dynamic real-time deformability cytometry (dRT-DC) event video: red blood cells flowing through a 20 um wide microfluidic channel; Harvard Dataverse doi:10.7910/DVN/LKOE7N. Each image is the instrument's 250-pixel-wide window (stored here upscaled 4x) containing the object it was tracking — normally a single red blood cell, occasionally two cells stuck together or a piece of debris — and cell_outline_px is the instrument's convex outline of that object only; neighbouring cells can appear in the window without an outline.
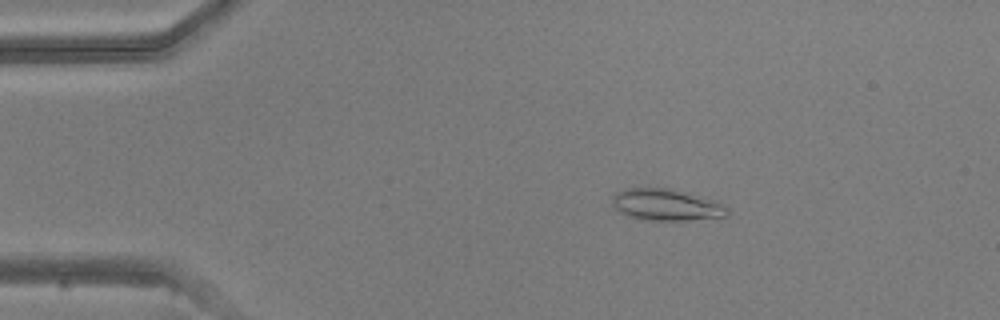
{"species": "common noctule bat (a hibernating species)", "species_latin": "Nyctalus noctula", "temperature_condition": "warm", "stored_images_in_passage": 50, "camera_frame_rate_fps": 3000, "um_per_image_px": 0.085, "animal": {"sex": "male", "body_mass_g": 20.5, "forearm_length_mm": 52.5}, "frame": {"image": 1, "passage_image": 9, "time_ms": 2.667, "image_size_px": [1000, 320], "cell_outline_px": [[728, 216], [688, 220], [652, 220], [628, 216], [616, 208], [612, 204], [612, 196], [616, 192], [628, 188], [668, 188], [716, 200], [724, 204], [728, 208]], "centroid_in_image_um": [56.66, 17.4], "position_along_channel_um": 28.3, "area_um2": 21.04}}
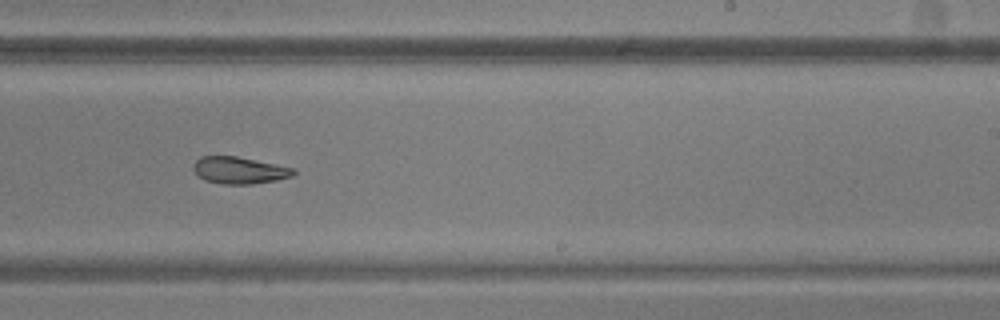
{"frame": {"image": 2, "passage_image": 31, "time_ms": 10.0, "image_size_px": [1000, 320], "cell_outline_px": [[296, 172], [292, 176], [276, 180], [252, 184], [220, 184], [204, 180], [192, 168], [192, 164], [200, 156], [236, 156], [296, 168]], "centroid_in_image_um": [20.34, 14.47], "position_along_channel_um": 268.7, "area_um2": 15.78}}
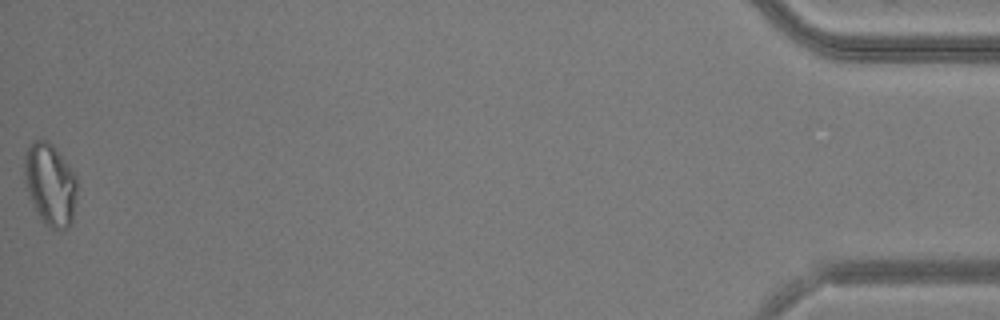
{"frame": {"image": 3, "passage_image": 50, "time_ms": 16.333, "image_size_px": [1000, 320], "cell_outline_px": [[76, 192], [72, 224], [68, 228], [60, 232], [44, 224], [40, 220], [28, 196], [24, 180], [24, 156], [32, 140], [48, 140], [52, 144], [68, 164], [76, 176]], "centroid_in_image_um": [4.25, 15.71], "position_along_channel_um": 431.0, "area_um2": 25.61}}